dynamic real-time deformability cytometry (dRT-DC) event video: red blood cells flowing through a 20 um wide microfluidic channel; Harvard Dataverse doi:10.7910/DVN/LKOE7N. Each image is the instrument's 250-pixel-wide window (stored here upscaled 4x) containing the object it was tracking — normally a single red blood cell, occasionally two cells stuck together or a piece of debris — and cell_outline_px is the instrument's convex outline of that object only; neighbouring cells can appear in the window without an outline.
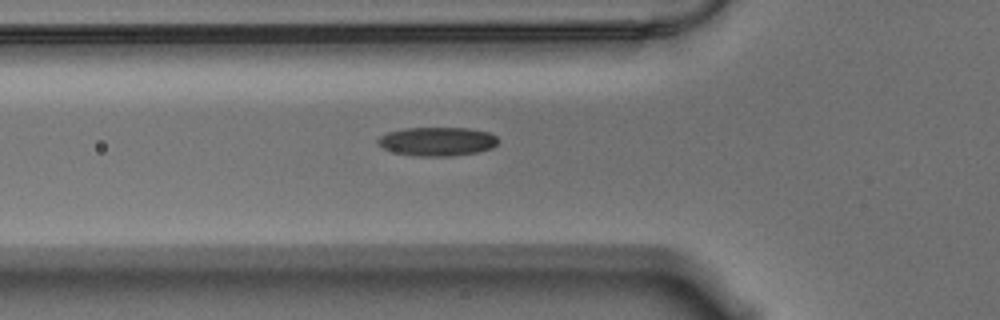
{"species": "Egyptian fruit bat (a non-hibernating species)", "species_latin": "Rousettus aegyptiacus", "temperature_condition": "warm", "stored_images_in_passage": 40, "camera_frame_rate_fps": 3000, "um_per_image_px": 0.085, "animal": {"sex": "male"}, "frame": {"image": 1, "passage_image": 2, "time_ms": 0.333, "image_size_px": [1000, 320], "cell_outline_px": [[500, 140], [492, 148], [476, 152], [452, 156], [412, 156], [396, 152], [384, 148], [376, 144], [376, 140], [380, 136], [388, 132], [404, 128], [468, 128], [488, 132], [496, 136]], "centroid_in_image_um": [37.15, 12.02], "position_along_channel_um": 88.6, "area_um2": 20.23}}
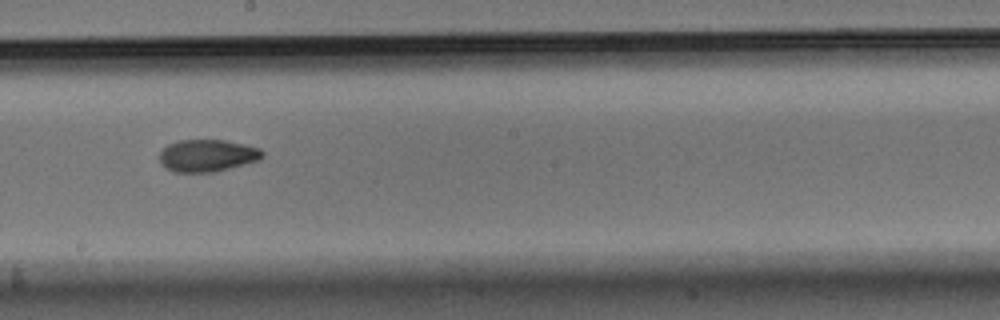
{"frame": {"image": 2, "passage_image": 14, "time_ms": 4.333, "image_size_px": [1000, 320], "cell_outline_px": [[264, 156], [260, 160], [216, 172], [172, 172], [164, 168], [160, 164], [160, 152], [168, 144], [176, 140], [224, 140], [244, 144], [260, 148], [264, 152]], "centroid_in_image_um": [17.62, 13.23], "position_along_channel_um": 230.6, "area_um2": 19.59}}
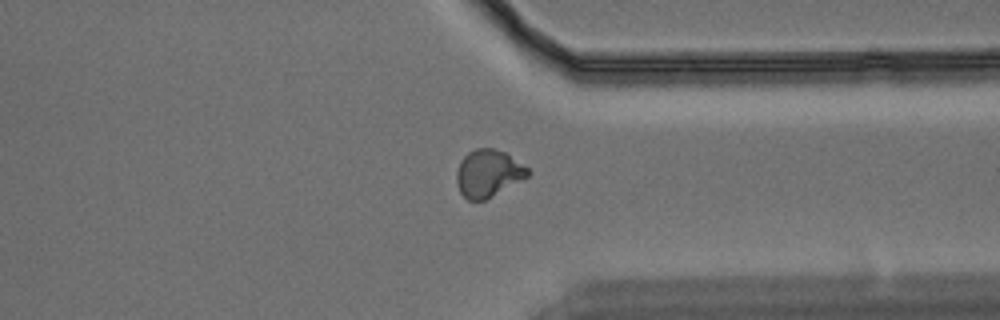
{"frame": {"image": 3, "passage_image": 26, "time_ms": 8.333, "image_size_px": [1000, 320], "cell_outline_px": [[532, 172], [528, 176], [484, 200], [468, 200], [460, 192], [456, 184], [456, 172], [464, 156], [468, 152], [476, 148], [492, 148], [504, 152], [528, 168]], "centroid_in_image_um": [41.48, 14.73], "position_along_channel_um": 369.9, "area_um2": 19.31}}